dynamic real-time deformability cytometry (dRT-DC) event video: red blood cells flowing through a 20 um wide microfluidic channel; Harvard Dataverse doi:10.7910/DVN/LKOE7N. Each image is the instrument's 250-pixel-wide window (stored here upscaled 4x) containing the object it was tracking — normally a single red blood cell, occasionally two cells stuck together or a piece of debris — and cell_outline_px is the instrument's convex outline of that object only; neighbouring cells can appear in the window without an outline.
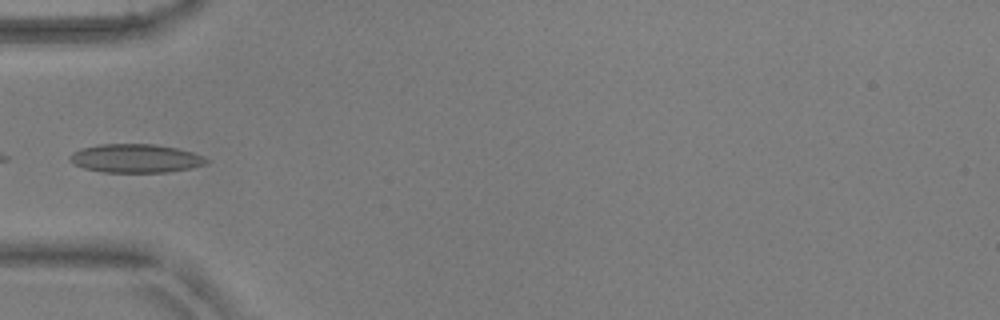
{"species": "common noctule bat (a hibernating species)", "species_latin": "Nyctalus noctula", "temperature_condition": "warm", "stored_images_in_passage": 28, "camera_frame_rate_fps": 3000, "um_per_image_px": 0.085, "animal": {"sex": "male", "body_mass_g": 17.9, "forearm_length_mm": 54.2}, "frame": {"image": 1, "passage_image": 1, "time_ms": 0.0, "image_size_px": [1000, 320], "cell_outline_px": [[208, 164], [192, 168], [168, 172], [104, 172], [84, 168], [68, 160], [68, 156], [72, 152], [80, 148], [100, 144], [152, 144], [176, 148], [192, 152], [204, 156], [208, 160]], "centroid_in_image_um": [11.53, 13.46], "position_along_channel_um": 73.5, "area_um2": 22.83}}
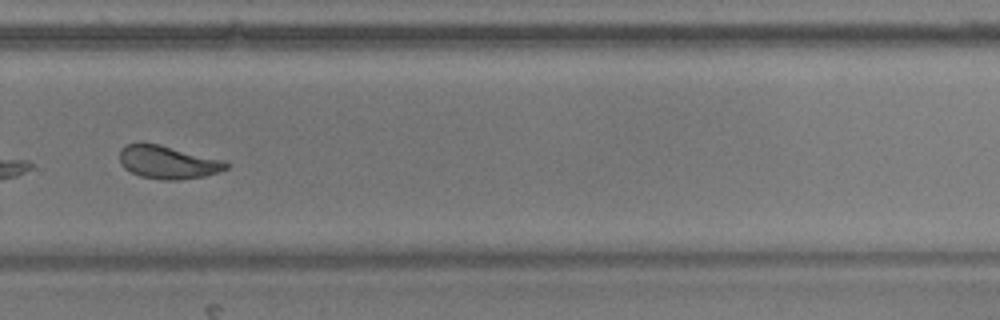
{"frame": {"image": 2, "passage_image": 20, "time_ms": 6.333, "image_size_px": [1000, 320], "cell_outline_px": [[228, 168], [204, 176], [176, 180], [164, 180], [140, 176], [124, 168], [120, 164], [120, 148], [128, 144], [160, 144], [224, 160], [228, 164]], "centroid_in_image_um": [14.26, 13.79], "position_along_channel_um": 315.5, "area_um2": 20.29}, "authors_computed_cell_mechanics": {"area_um2": 20.4612, "velocity_mm_per_s": 3.8129, "shape_relaxation_time_tau1_ms": 7.3566, "shape_relaxation_time_tau2_ms": 1.0763, "deformation_change_tau1": 0.161, "deformation_change_tau2": 0.0613}}